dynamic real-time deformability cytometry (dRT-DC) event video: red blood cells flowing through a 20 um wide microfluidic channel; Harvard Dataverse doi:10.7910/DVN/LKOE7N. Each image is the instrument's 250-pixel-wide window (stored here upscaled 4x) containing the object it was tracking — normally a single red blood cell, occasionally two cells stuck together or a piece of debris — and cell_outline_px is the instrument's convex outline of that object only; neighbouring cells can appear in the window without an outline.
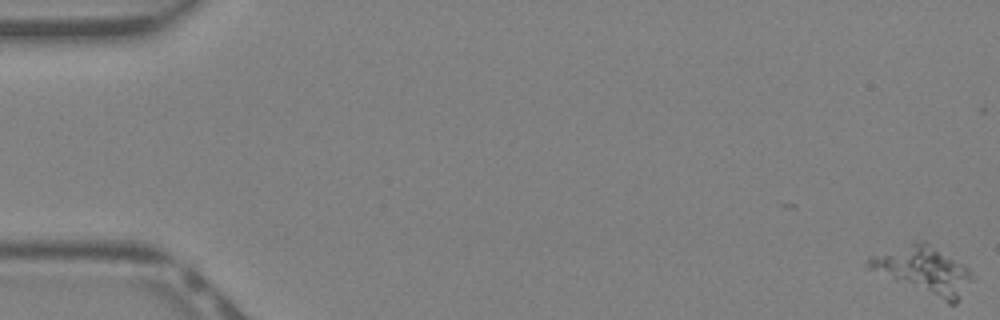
{"species": "Egyptian fruit bat (a non-hibernating species)", "species_latin": "Rousettus aegyptiacus", "temperature_condition": "warm", "stored_images_in_passage": 9, "camera_frame_rate_fps": 3000, "um_per_image_px": 0.085, "animal": {"sex": "female"}, "frame": {"image": 1, "passage_image": 1, "time_ms": 0.0, "image_size_px": [1000, 320], "cell_outline_px": [[976, 280], [956, 304], [948, 304], [868, 268], [868, 260], [872, 256], [920, 240], [924, 240], [968, 268]], "centroid_in_image_um": [78.63, 23.02], "position_along_channel_um": 6.4, "area_um2": 28.09}}